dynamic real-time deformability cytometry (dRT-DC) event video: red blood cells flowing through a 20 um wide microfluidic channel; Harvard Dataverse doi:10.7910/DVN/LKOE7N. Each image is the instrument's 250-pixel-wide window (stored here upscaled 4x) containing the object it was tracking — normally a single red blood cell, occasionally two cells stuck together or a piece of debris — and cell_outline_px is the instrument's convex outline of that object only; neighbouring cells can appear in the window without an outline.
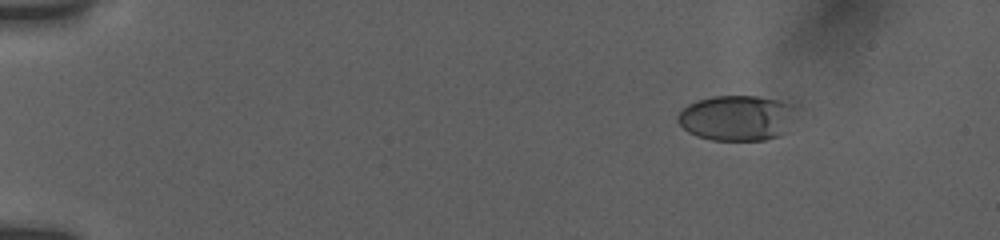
{"species": "human", "species_latin": "Homo sapiens", "temperature_condition": "room temperature", "stored_images_in_passage": 48, "camera_frame_rate_fps": 3000, "um_per_image_px": 0.085, "donor": {"sex": "female"}, "frame": {"image": 1, "passage_image": 19, "time_ms": 2.667, "image_size_px": [1000, 240], "cell_outline_px": [[792, 108], [776, 136], [764, 140], [712, 140], [696, 136], [688, 132], [676, 120], [676, 116], [688, 104], [696, 100], [712, 96], [756, 96], [780, 100], [792, 104]], "centroid_in_image_um": [62.44, 10.0], "position_along_channel_um": 22.6, "area_um2": 30.17}}
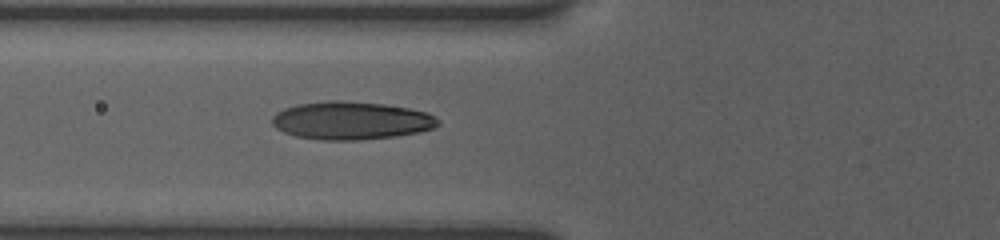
{"frame": {"image": 2, "passage_image": 45, "time_ms": 7.667, "image_size_px": [1000, 240], "cell_outline_px": [[440, 124], [432, 128], [420, 132], [396, 136], [360, 140], [320, 140], [296, 136], [284, 132], [276, 128], [272, 124], [272, 116], [276, 112], [284, 108], [296, 104], [328, 100], [340, 100], [384, 104], [408, 108], [428, 112], [440, 120]], "centroid_in_image_um": [29.84, 10.24], "position_along_channel_um": 96.0, "area_um2": 36.99}}
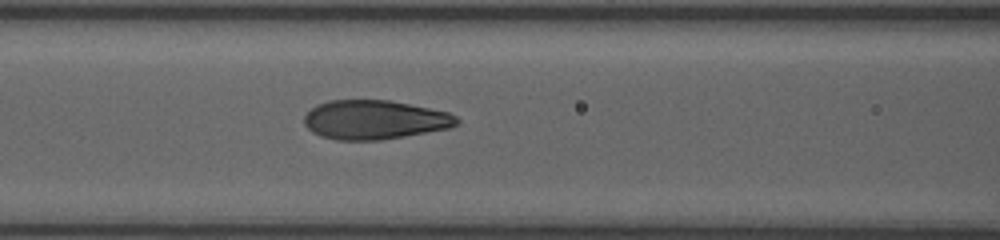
{"frame": {"image": 3, "passage_image": 48, "time_ms": 8.667, "image_size_px": [1000, 240], "cell_outline_px": [[460, 124], [452, 128], [380, 140], [336, 140], [320, 136], [312, 132], [304, 124], [304, 116], [316, 104], [328, 100], [388, 100], [448, 112], [456, 116], [460, 120]], "centroid_in_image_um": [31.84, 10.18], "position_along_channel_um": 134.8, "area_um2": 34.91}}